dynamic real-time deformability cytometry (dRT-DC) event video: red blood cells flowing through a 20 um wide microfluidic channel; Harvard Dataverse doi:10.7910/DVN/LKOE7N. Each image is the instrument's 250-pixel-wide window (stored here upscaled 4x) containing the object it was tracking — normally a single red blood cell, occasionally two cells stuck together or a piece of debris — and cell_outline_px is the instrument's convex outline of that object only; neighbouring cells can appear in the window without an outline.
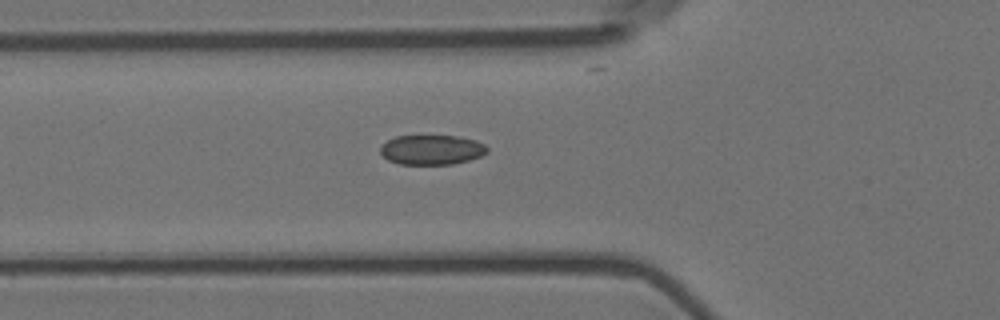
{"species": "Egyptian fruit bat (a non-hibernating species)", "species_latin": "Rousettus aegyptiacus", "temperature_condition": "room temperature", "stored_images_in_passage": 23, "camera_frame_rate_fps": 3000, "um_per_image_px": 0.085, "animal": {"sex": "female"}, "frame": {"image": 1, "passage_image": 4, "time_ms": 1.0, "image_size_px": [1000, 320], "cell_outline_px": [[488, 152], [480, 156], [468, 160], [452, 164], [400, 164], [388, 160], [380, 152], [380, 148], [388, 140], [396, 136], [460, 136], [476, 140], [484, 144], [488, 148]], "centroid_in_image_um": [36.72, 12.73], "position_along_channel_um": 89.1, "area_um2": 18.44}}